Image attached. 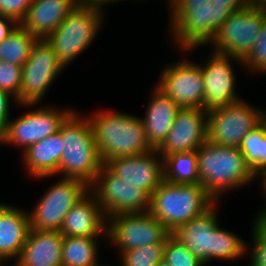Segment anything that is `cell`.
I'll list each match as a JSON object with an SVG mask.
<instances>
[{
  "instance_id": "41",
  "label": "cell",
  "mask_w": 266,
  "mask_h": 266,
  "mask_svg": "<svg viewBox=\"0 0 266 266\" xmlns=\"http://www.w3.org/2000/svg\"><path fill=\"white\" fill-rule=\"evenodd\" d=\"M156 266H171L169 263H167L164 259L159 261Z\"/></svg>"
},
{
  "instance_id": "21",
  "label": "cell",
  "mask_w": 266,
  "mask_h": 266,
  "mask_svg": "<svg viewBox=\"0 0 266 266\" xmlns=\"http://www.w3.org/2000/svg\"><path fill=\"white\" fill-rule=\"evenodd\" d=\"M60 231L30 229L17 259L19 266H62Z\"/></svg>"
},
{
  "instance_id": "37",
  "label": "cell",
  "mask_w": 266,
  "mask_h": 266,
  "mask_svg": "<svg viewBox=\"0 0 266 266\" xmlns=\"http://www.w3.org/2000/svg\"><path fill=\"white\" fill-rule=\"evenodd\" d=\"M215 6L235 7L237 10L243 9L249 5V0H210Z\"/></svg>"
},
{
  "instance_id": "5",
  "label": "cell",
  "mask_w": 266,
  "mask_h": 266,
  "mask_svg": "<svg viewBox=\"0 0 266 266\" xmlns=\"http://www.w3.org/2000/svg\"><path fill=\"white\" fill-rule=\"evenodd\" d=\"M200 184L218 202L221 194L256 179L239 148L205 141L196 151Z\"/></svg>"
},
{
  "instance_id": "3",
  "label": "cell",
  "mask_w": 266,
  "mask_h": 266,
  "mask_svg": "<svg viewBox=\"0 0 266 266\" xmlns=\"http://www.w3.org/2000/svg\"><path fill=\"white\" fill-rule=\"evenodd\" d=\"M92 115L88 120L103 164L111 159L153 150L141 118L119 111H99Z\"/></svg>"
},
{
  "instance_id": "42",
  "label": "cell",
  "mask_w": 266,
  "mask_h": 266,
  "mask_svg": "<svg viewBox=\"0 0 266 266\" xmlns=\"http://www.w3.org/2000/svg\"><path fill=\"white\" fill-rule=\"evenodd\" d=\"M263 122L266 124V112L263 111Z\"/></svg>"
},
{
  "instance_id": "8",
  "label": "cell",
  "mask_w": 266,
  "mask_h": 266,
  "mask_svg": "<svg viewBox=\"0 0 266 266\" xmlns=\"http://www.w3.org/2000/svg\"><path fill=\"white\" fill-rule=\"evenodd\" d=\"M263 121V111L238 100L208 111L207 140L214 145L239 148L243 138Z\"/></svg>"
},
{
  "instance_id": "12",
  "label": "cell",
  "mask_w": 266,
  "mask_h": 266,
  "mask_svg": "<svg viewBox=\"0 0 266 266\" xmlns=\"http://www.w3.org/2000/svg\"><path fill=\"white\" fill-rule=\"evenodd\" d=\"M65 67L45 39H37L22 66L19 106L32 107L45 96L51 83Z\"/></svg>"
},
{
  "instance_id": "9",
  "label": "cell",
  "mask_w": 266,
  "mask_h": 266,
  "mask_svg": "<svg viewBox=\"0 0 266 266\" xmlns=\"http://www.w3.org/2000/svg\"><path fill=\"white\" fill-rule=\"evenodd\" d=\"M265 16L266 9L250 5L233 12L209 43L213 52L244 60L258 39Z\"/></svg>"
},
{
  "instance_id": "7",
  "label": "cell",
  "mask_w": 266,
  "mask_h": 266,
  "mask_svg": "<svg viewBox=\"0 0 266 266\" xmlns=\"http://www.w3.org/2000/svg\"><path fill=\"white\" fill-rule=\"evenodd\" d=\"M102 12L99 8L77 5L45 38L64 67L85 51L98 35L104 22Z\"/></svg>"
},
{
  "instance_id": "45",
  "label": "cell",
  "mask_w": 266,
  "mask_h": 266,
  "mask_svg": "<svg viewBox=\"0 0 266 266\" xmlns=\"http://www.w3.org/2000/svg\"><path fill=\"white\" fill-rule=\"evenodd\" d=\"M262 221L266 224V217Z\"/></svg>"
},
{
  "instance_id": "23",
  "label": "cell",
  "mask_w": 266,
  "mask_h": 266,
  "mask_svg": "<svg viewBox=\"0 0 266 266\" xmlns=\"http://www.w3.org/2000/svg\"><path fill=\"white\" fill-rule=\"evenodd\" d=\"M151 95L145 117L140 118L144 124L148 143L153 149H158L165 141L181 108L157 87Z\"/></svg>"
},
{
  "instance_id": "10",
  "label": "cell",
  "mask_w": 266,
  "mask_h": 266,
  "mask_svg": "<svg viewBox=\"0 0 266 266\" xmlns=\"http://www.w3.org/2000/svg\"><path fill=\"white\" fill-rule=\"evenodd\" d=\"M89 191L96 197L107 218L121 213L149 210L151 196L114 174L105 164L89 186Z\"/></svg>"
},
{
  "instance_id": "22",
  "label": "cell",
  "mask_w": 266,
  "mask_h": 266,
  "mask_svg": "<svg viewBox=\"0 0 266 266\" xmlns=\"http://www.w3.org/2000/svg\"><path fill=\"white\" fill-rule=\"evenodd\" d=\"M29 230L28 212L0 203V261L18 259Z\"/></svg>"
},
{
  "instance_id": "33",
  "label": "cell",
  "mask_w": 266,
  "mask_h": 266,
  "mask_svg": "<svg viewBox=\"0 0 266 266\" xmlns=\"http://www.w3.org/2000/svg\"><path fill=\"white\" fill-rule=\"evenodd\" d=\"M254 220L250 266H266V224L262 220Z\"/></svg>"
},
{
  "instance_id": "31",
  "label": "cell",
  "mask_w": 266,
  "mask_h": 266,
  "mask_svg": "<svg viewBox=\"0 0 266 266\" xmlns=\"http://www.w3.org/2000/svg\"><path fill=\"white\" fill-rule=\"evenodd\" d=\"M243 66L248 67L251 72L266 74V16L262 22V27L252 50L243 60Z\"/></svg>"
},
{
  "instance_id": "32",
  "label": "cell",
  "mask_w": 266,
  "mask_h": 266,
  "mask_svg": "<svg viewBox=\"0 0 266 266\" xmlns=\"http://www.w3.org/2000/svg\"><path fill=\"white\" fill-rule=\"evenodd\" d=\"M22 67L6 61H0V89L11 94L17 100L20 96Z\"/></svg>"
},
{
  "instance_id": "11",
  "label": "cell",
  "mask_w": 266,
  "mask_h": 266,
  "mask_svg": "<svg viewBox=\"0 0 266 266\" xmlns=\"http://www.w3.org/2000/svg\"><path fill=\"white\" fill-rule=\"evenodd\" d=\"M89 192V186L78 179L62 178L28 212L30 229L59 231L69 210Z\"/></svg>"
},
{
  "instance_id": "15",
  "label": "cell",
  "mask_w": 266,
  "mask_h": 266,
  "mask_svg": "<svg viewBox=\"0 0 266 266\" xmlns=\"http://www.w3.org/2000/svg\"><path fill=\"white\" fill-rule=\"evenodd\" d=\"M156 87L170 97L181 109H204L202 68L188 60L168 65Z\"/></svg>"
},
{
  "instance_id": "38",
  "label": "cell",
  "mask_w": 266,
  "mask_h": 266,
  "mask_svg": "<svg viewBox=\"0 0 266 266\" xmlns=\"http://www.w3.org/2000/svg\"><path fill=\"white\" fill-rule=\"evenodd\" d=\"M113 1L115 2L119 0H77V4L81 6H90L102 9V6H104L107 3L109 5V3L110 2L112 3Z\"/></svg>"
},
{
  "instance_id": "13",
  "label": "cell",
  "mask_w": 266,
  "mask_h": 266,
  "mask_svg": "<svg viewBox=\"0 0 266 266\" xmlns=\"http://www.w3.org/2000/svg\"><path fill=\"white\" fill-rule=\"evenodd\" d=\"M171 233L152 214L121 213L107 218V238L111 245L126 250L166 242ZM112 241V242H111Z\"/></svg>"
},
{
  "instance_id": "35",
  "label": "cell",
  "mask_w": 266,
  "mask_h": 266,
  "mask_svg": "<svg viewBox=\"0 0 266 266\" xmlns=\"http://www.w3.org/2000/svg\"><path fill=\"white\" fill-rule=\"evenodd\" d=\"M12 98L16 102L15 97L7 93L6 91L0 89V134L4 131L7 123L10 121V117H9L10 101L9 100Z\"/></svg>"
},
{
  "instance_id": "24",
  "label": "cell",
  "mask_w": 266,
  "mask_h": 266,
  "mask_svg": "<svg viewBox=\"0 0 266 266\" xmlns=\"http://www.w3.org/2000/svg\"><path fill=\"white\" fill-rule=\"evenodd\" d=\"M63 142L62 134L58 131L22 151L29 175L35 178L56 175L64 148Z\"/></svg>"
},
{
  "instance_id": "20",
  "label": "cell",
  "mask_w": 266,
  "mask_h": 266,
  "mask_svg": "<svg viewBox=\"0 0 266 266\" xmlns=\"http://www.w3.org/2000/svg\"><path fill=\"white\" fill-rule=\"evenodd\" d=\"M77 5V0H32L20 25L37 39H45Z\"/></svg>"
},
{
  "instance_id": "14",
  "label": "cell",
  "mask_w": 266,
  "mask_h": 266,
  "mask_svg": "<svg viewBox=\"0 0 266 266\" xmlns=\"http://www.w3.org/2000/svg\"><path fill=\"white\" fill-rule=\"evenodd\" d=\"M74 110L42 107L23 113L20 117L10 120L0 134V143L28 146L58 132L61 124Z\"/></svg>"
},
{
  "instance_id": "40",
  "label": "cell",
  "mask_w": 266,
  "mask_h": 266,
  "mask_svg": "<svg viewBox=\"0 0 266 266\" xmlns=\"http://www.w3.org/2000/svg\"><path fill=\"white\" fill-rule=\"evenodd\" d=\"M249 5L254 8L266 9V0H249Z\"/></svg>"
},
{
  "instance_id": "29",
  "label": "cell",
  "mask_w": 266,
  "mask_h": 266,
  "mask_svg": "<svg viewBox=\"0 0 266 266\" xmlns=\"http://www.w3.org/2000/svg\"><path fill=\"white\" fill-rule=\"evenodd\" d=\"M166 242L155 243L126 250L120 254L123 266H156L163 260L164 247Z\"/></svg>"
},
{
  "instance_id": "2",
  "label": "cell",
  "mask_w": 266,
  "mask_h": 266,
  "mask_svg": "<svg viewBox=\"0 0 266 266\" xmlns=\"http://www.w3.org/2000/svg\"><path fill=\"white\" fill-rule=\"evenodd\" d=\"M167 1H170V32L184 51L210 43L225 20L237 10L215 6L210 0Z\"/></svg>"
},
{
  "instance_id": "34",
  "label": "cell",
  "mask_w": 266,
  "mask_h": 266,
  "mask_svg": "<svg viewBox=\"0 0 266 266\" xmlns=\"http://www.w3.org/2000/svg\"><path fill=\"white\" fill-rule=\"evenodd\" d=\"M32 0H0V15L14 18L19 24L26 17Z\"/></svg>"
},
{
  "instance_id": "26",
  "label": "cell",
  "mask_w": 266,
  "mask_h": 266,
  "mask_svg": "<svg viewBox=\"0 0 266 266\" xmlns=\"http://www.w3.org/2000/svg\"><path fill=\"white\" fill-rule=\"evenodd\" d=\"M163 172L164 180L174 184H200L196 151L165 156Z\"/></svg>"
},
{
  "instance_id": "6",
  "label": "cell",
  "mask_w": 266,
  "mask_h": 266,
  "mask_svg": "<svg viewBox=\"0 0 266 266\" xmlns=\"http://www.w3.org/2000/svg\"><path fill=\"white\" fill-rule=\"evenodd\" d=\"M216 203L201 184H174L163 180L151 194L148 212L172 233Z\"/></svg>"
},
{
  "instance_id": "43",
  "label": "cell",
  "mask_w": 266,
  "mask_h": 266,
  "mask_svg": "<svg viewBox=\"0 0 266 266\" xmlns=\"http://www.w3.org/2000/svg\"><path fill=\"white\" fill-rule=\"evenodd\" d=\"M4 264V261H0V266H5L3 265ZM7 266V265H6ZM13 266H19V264L16 262V265L14 264Z\"/></svg>"
},
{
  "instance_id": "25",
  "label": "cell",
  "mask_w": 266,
  "mask_h": 266,
  "mask_svg": "<svg viewBox=\"0 0 266 266\" xmlns=\"http://www.w3.org/2000/svg\"><path fill=\"white\" fill-rule=\"evenodd\" d=\"M97 242L95 237L63 236L62 266H106L97 262Z\"/></svg>"
},
{
  "instance_id": "44",
  "label": "cell",
  "mask_w": 266,
  "mask_h": 266,
  "mask_svg": "<svg viewBox=\"0 0 266 266\" xmlns=\"http://www.w3.org/2000/svg\"><path fill=\"white\" fill-rule=\"evenodd\" d=\"M260 176H266V171L264 173H262Z\"/></svg>"
},
{
  "instance_id": "4",
  "label": "cell",
  "mask_w": 266,
  "mask_h": 266,
  "mask_svg": "<svg viewBox=\"0 0 266 266\" xmlns=\"http://www.w3.org/2000/svg\"><path fill=\"white\" fill-rule=\"evenodd\" d=\"M73 111L61 124L63 152L57 174L90 186L103 166L88 118ZM82 116V117H81Z\"/></svg>"
},
{
  "instance_id": "30",
  "label": "cell",
  "mask_w": 266,
  "mask_h": 266,
  "mask_svg": "<svg viewBox=\"0 0 266 266\" xmlns=\"http://www.w3.org/2000/svg\"><path fill=\"white\" fill-rule=\"evenodd\" d=\"M163 259L171 266H205L186 246L170 235L167 238Z\"/></svg>"
},
{
  "instance_id": "18",
  "label": "cell",
  "mask_w": 266,
  "mask_h": 266,
  "mask_svg": "<svg viewBox=\"0 0 266 266\" xmlns=\"http://www.w3.org/2000/svg\"><path fill=\"white\" fill-rule=\"evenodd\" d=\"M105 165L114 174L145 190L150 196L164 180L163 159L157 149L145 154L111 159Z\"/></svg>"
},
{
  "instance_id": "16",
  "label": "cell",
  "mask_w": 266,
  "mask_h": 266,
  "mask_svg": "<svg viewBox=\"0 0 266 266\" xmlns=\"http://www.w3.org/2000/svg\"><path fill=\"white\" fill-rule=\"evenodd\" d=\"M208 111L202 108L180 109L165 141L157 149L161 158L180 152H193L207 141Z\"/></svg>"
},
{
  "instance_id": "36",
  "label": "cell",
  "mask_w": 266,
  "mask_h": 266,
  "mask_svg": "<svg viewBox=\"0 0 266 266\" xmlns=\"http://www.w3.org/2000/svg\"><path fill=\"white\" fill-rule=\"evenodd\" d=\"M19 25V23L11 17L0 15V43L7 38Z\"/></svg>"
},
{
  "instance_id": "17",
  "label": "cell",
  "mask_w": 266,
  "mask_h": 266,
  "mask_svg": "<svg viewBox=\"0 0 266 266\" xmlns=\"http://www.w3.org/2000/svg\"><path fill=\"white\" fill-rule=\"evenodd\" d=\"M232 61L243 65V60L215 52H212L205 64H201L205 110L209 111L240 100L235 94L236 77Z\"/></svg>"
},
{
  "instance_id": "19",
  "label": "cell",
  "mask_w": 266,
  "mask_h": 266,
  "mask_svg": "<svg viewBox=\"0 0 266 266\" xmlns=\"http://www.w3.org/2000/svg\"><path fill=\"white\" fill-rule=\"evenodd\" d=\"M107 217L89 191L66 214L60 233L63 236L99 237L107 234Z\"/></svg>"
},
{
  "instance_id": "27",
  "label": "cell",
  "mask_w": 266,
  "mask_h": 266,
  "mask_svg": "<svg viewBox=\"0 0 266 266\" xmlns=\"http://www.w3.org/2000/svg\"><path fill=\"white\" fill-rule=\"evenodd\" d=\"M239 150L256 178L266 171V124L263 121L243 138Z\"/></svg>"
},
{
  "instance_id": "1",
  "label": "cell",
  "mask_w": 266,
  "mask_h": 266,
  "mask_svg": "<svg viewBox=\"0 0 266 266\" xmlns=\"http://www.w3.org/2000/svg\"><path fill=\"white\" fill-rule=\"evenodd\" d=\"M215 207L171 233L205 265L213 259H238L248 251L241 237L220 228Z\"/></svg>"
},
{
  "instance_id": "39",
  "label": "cell",
  "mask_w": 266,
  "mask_h": 266,
  "mask_svg": "<svg viewBox=\"0 0 266 266\" xmlns=\"http://www.w3.org/2000/svg\"><path fill=\"white\" fill-rule=\"evenodd\" d=\"M262 190L264 192V194L266 195V176H262ZM266 217V209L264 208L263 211L261 210L259 213H258V217L257 220H263L264 218Z\"/></svg>"
},
{
  "instance_id": "28",
  "label": "cell",
  "mask_w": 266,
  "mask_h": 266,
  "mask_svg": "<svg viewBox=\"0 0 266 266\" xmlns=\"http://www.w3.org/2000/svg\"><path fill=\"white\" fill-rule=\"evenodd\" d=\"M37 38L20 24L0 43V61L23 66Z\"/></svg>"
}]
</instances>
